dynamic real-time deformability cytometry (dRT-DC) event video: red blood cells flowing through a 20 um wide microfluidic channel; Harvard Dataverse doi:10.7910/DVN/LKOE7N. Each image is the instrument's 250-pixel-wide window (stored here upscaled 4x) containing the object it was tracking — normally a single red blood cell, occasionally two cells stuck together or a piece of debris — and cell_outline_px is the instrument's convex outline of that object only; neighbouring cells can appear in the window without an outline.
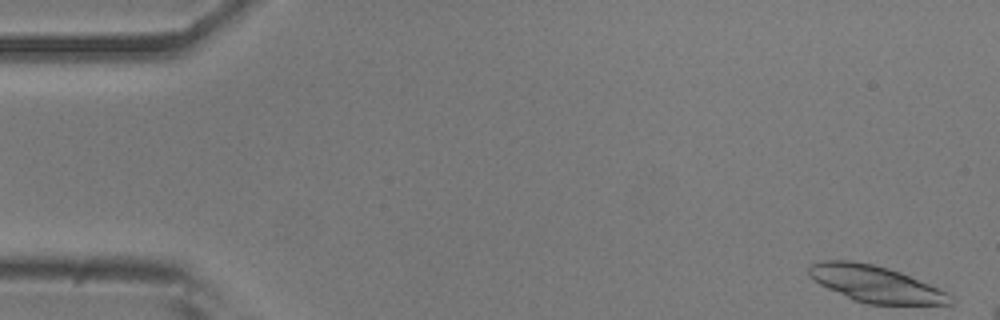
{"species": "common noctule bat (a hibernating species)", "species_latin": "Nyctalus noctula", "temperature_condition": "room temperature", "stored_images_in_passage": 9, "camera_frame_rate_fps": 3000, "um_per_image_px": 0.085, "animal": {"sex": "male", "body_mass_g": 20.5, "forearm_length_mm": 52.5}, "frame": {"image": 1, "passage_image": 1, "time_ms": 0.0, "image_size_px": [1000, 320], "cell_outline_px": [[956, 304], [868, 304], [852, 300], [820, 284], [808, 276], [808, 268], [812, 264], [824, 260], [852, 260], [872, 264], [888, 268], [900, 272], [928, 284], [952, 296], [956, 300]], "centroid_in_image_um": [74.39, 24.14], "position_along_channel_um": 10.6, "area_um2": 29.82}}